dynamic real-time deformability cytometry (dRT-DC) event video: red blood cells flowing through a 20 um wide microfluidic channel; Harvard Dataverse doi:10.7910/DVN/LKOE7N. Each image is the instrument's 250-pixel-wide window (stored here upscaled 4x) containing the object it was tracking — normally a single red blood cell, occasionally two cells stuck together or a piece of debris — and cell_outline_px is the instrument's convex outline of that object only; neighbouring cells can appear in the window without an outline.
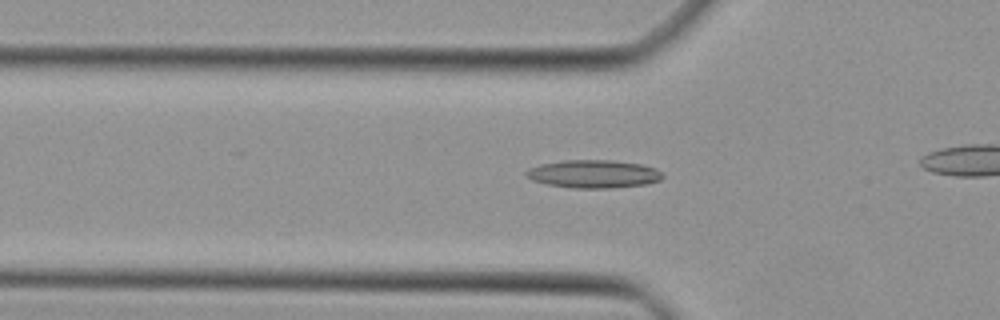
{"species": "Egyptian fruit bat (a non-hibernating species)", "species_latin": "Rousettus aegyptiacus", "temperature_condition": "cold", "stored_images_in_passage": 20, "camera_frame_rate_fps": 3000, "um_per_image_px": 0.085, "animal": {"sex": "female"}, "frame": {"image": 1, "passage_image": 15, "time_ms": 4.667, "image_size_px": [1000, 320], "cell_outline_px": [[664, 176], [660, 180], [644, 184], [612, 188], [572, 188], [548, 184], [532, 180], [524, 172], [528, 168], [540, 164], [564, 160], [612, 160], [640, 164], [656, 168]], "centroid_in_image_um": [50.44, 14.78], "position_along_channel_um": 75.4, "area_um2": 22.2}}